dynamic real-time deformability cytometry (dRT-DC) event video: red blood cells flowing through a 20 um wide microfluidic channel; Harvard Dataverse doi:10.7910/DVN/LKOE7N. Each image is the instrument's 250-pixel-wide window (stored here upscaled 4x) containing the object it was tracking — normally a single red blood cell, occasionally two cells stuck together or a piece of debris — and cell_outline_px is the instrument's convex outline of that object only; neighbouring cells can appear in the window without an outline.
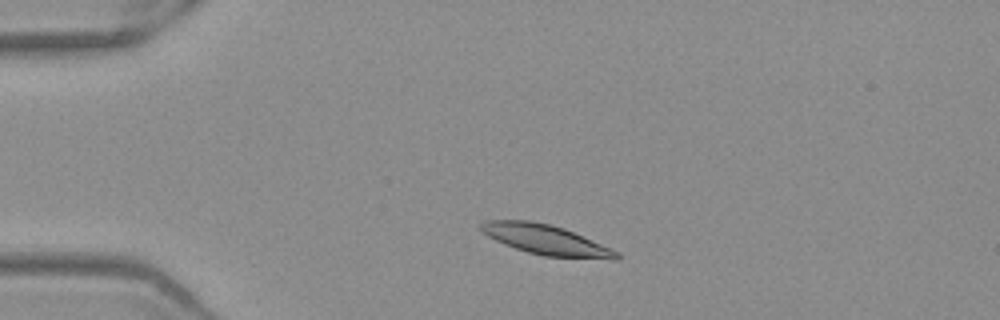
{"species": "Egyptian fruit bat (a non-hibernating species)", "species_latin": "Rousettus aegyptiacus", "temperature_condition": "warm", "stored_images_in_passage": 47, "camera_frame_rate_fps": 3000, "um_per_image_px": 0.085, "frame": {"image": 1, "passage_image": 7, "time_ms": 2.0, "image_size_px": [1000, 320], "cell_outline_px": [[620, 260], [612, 260], [544, 256], [528, 252], [504, 244], [488, 236], [480, 228], [480, 224], [484, 220], [532, 220], [564, 228], [612, 248], [620, 252]], "centroid_in_image_um": [46.47, 20.39], "position_along_channel_um": 38.5, "area_um2": 23.81}}
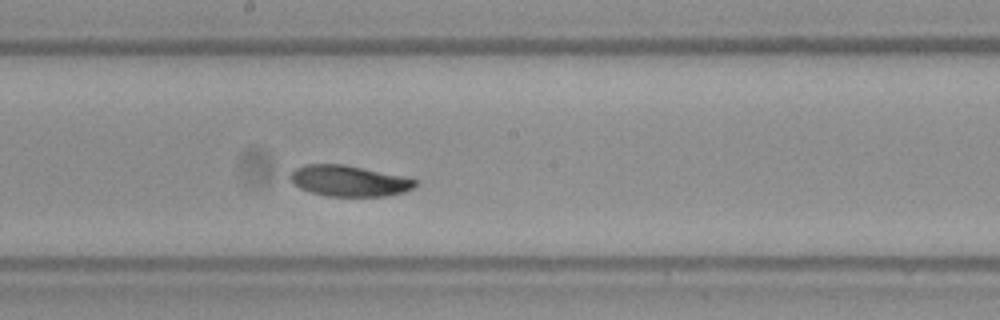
{"frame": {"image": 2, "passage_image": 24, "time_ms": 7.667, "image_size_px": [1000, 320], "cell_outline_px": [[420, 184], [404, 192], [384, 196], [328, 196], [312, 192], [300, 188], [288, 176], [296, 168], [304, 164], [344, 164], [420, 180]], "centroid_in_image_um": [29.7, 15.37], "position_along_channel_um": 218.5, "area_um2": 22.37}}
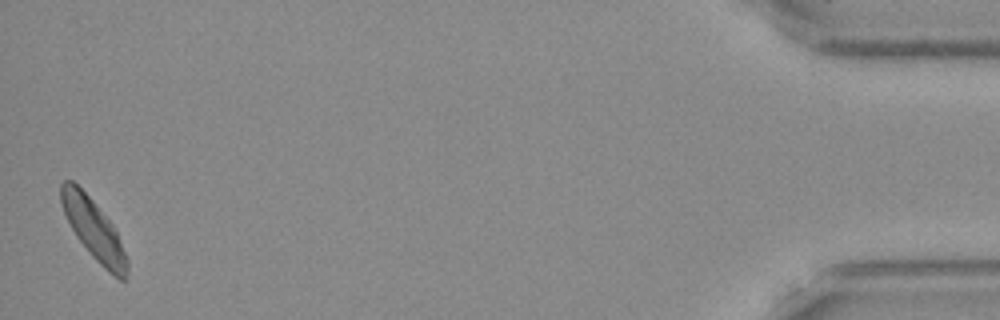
{"frame": {"image": 3, "passage_image": 47, "time_ms": 15.333, "image_size_px": [1000, 320], "cell_outline_px": [[128, 272], [124, 280], [120, 280], [108, 272], [92, 256], [76, 236], [64, 212], [60, 200], [60, 184], [64, 180], [72, 180], [92, 200], [112, 224], [120, 240], [128, 260]], "centroid_in_image_um": [7.97, 19.52], "position_along_channel_um": 427.2, "area_um2": 22.72}, "authors_computed_cell_mechanics": {"area_um2": 22.9466, "velocity_mm_per_s": 3.8593, "shape_relaxation_time_tau1_ms": 1.7664, "shape_relaxation_time_tau2_ms": null, "deformation_change_tau1": 0.1217, "deformation_change_tau2": null}}